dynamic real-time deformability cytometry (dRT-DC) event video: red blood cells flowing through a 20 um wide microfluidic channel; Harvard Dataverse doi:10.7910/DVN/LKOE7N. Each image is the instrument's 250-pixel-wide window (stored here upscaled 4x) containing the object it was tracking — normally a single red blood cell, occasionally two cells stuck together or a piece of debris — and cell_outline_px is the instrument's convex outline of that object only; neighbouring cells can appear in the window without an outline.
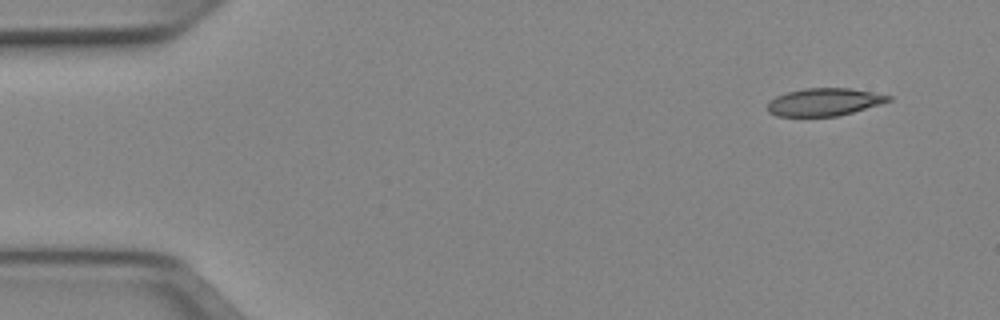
{"species": "Egyptian fruit bat (a non-hibernating species)", "species_latin": "Rousettus aegyptiacus", "temperature_condition": "cold", "stored_images_in_passage": 3, "camera_frame_rate_fps": 3000, "um_per_image_px": 0.085, "animal": {"sex": "female"}, "frame": {"image": 1, "passage_image": 1, "time_ms": 0.0, "image_size_px": [1000, 320], "cell_outline_px": [[892, 100], [880, 104], [840, 116], [776, 116], [768, 112], [768, 104], [776, 96], [788, 92], [804, 88], [848, 88], [872, 92], [892, 96]], "centroid_in_image_um": [70.07, 8.67], "position_along_channel_um": 14.9, "area_um2": 19.36}}